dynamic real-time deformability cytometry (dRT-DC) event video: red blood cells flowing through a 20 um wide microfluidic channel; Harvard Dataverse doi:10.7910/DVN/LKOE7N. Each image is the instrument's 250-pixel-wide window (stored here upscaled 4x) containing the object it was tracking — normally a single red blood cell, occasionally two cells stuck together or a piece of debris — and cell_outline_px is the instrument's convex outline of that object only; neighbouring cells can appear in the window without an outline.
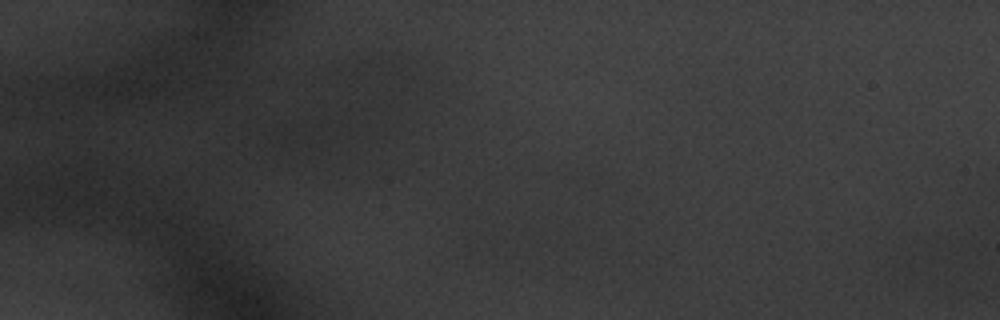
{"species": "common noctule bat (a hibernating species)", "species_latin": "Nyctalus noctula", "temperature_condition": "warm", "stored_images_in_passage": 11, "segment_of_instrument_passage": [1, 2], "camera_frame_rate_fps": 3000, "um_per_image_px": 0.085, "animal": {"sex": "male", "body_mass_g": 20.1, "forearm_length_mm": 53.5}, "frame": {"image": 1, "passage_image": 1, "time_ms": 0.0, "image_size_px": [1000, 320], "cell_outline_px": [[336, 132], [308, 148], [296, 152], [276, 152], [260, 144], [276, 128], [300, 124], [332, 120]], "centroid_in_image_um": [25.37, 11.6], "position_along_channel_um": 59.6, "area_um2": 10.98}}